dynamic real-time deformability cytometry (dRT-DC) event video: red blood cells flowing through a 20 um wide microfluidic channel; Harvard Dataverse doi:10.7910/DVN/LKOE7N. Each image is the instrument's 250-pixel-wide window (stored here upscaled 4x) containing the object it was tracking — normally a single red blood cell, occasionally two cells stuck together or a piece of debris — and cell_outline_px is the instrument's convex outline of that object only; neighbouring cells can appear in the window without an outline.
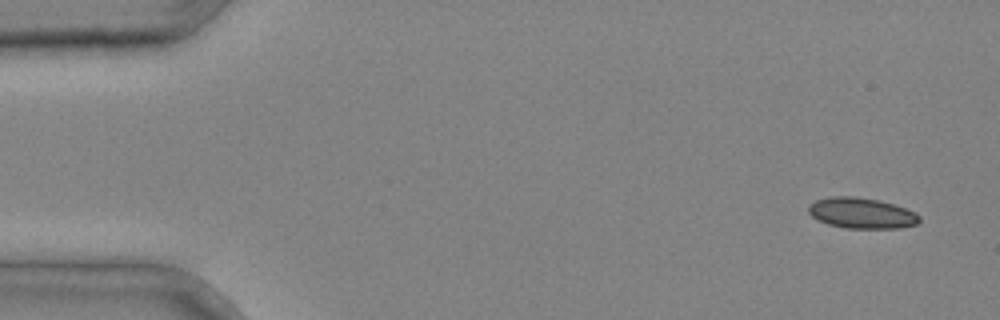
{"species": "common noctule bat (a hibernating species)", "species_latin": "Nyctalus noctula", "temperature_condition": "cold", "stored_images_in_passage": 4, "camera_frame_rate_fps": 3000, "um_per_image_px": 0.085, "animal": {"sex": "male", "body_mass_g": 20.4}, "frame": {"image": 1, "passage_image": 1, "time_ms": 0.0, "image_size_px": [1000, 320], "cell_outline_px": [[920, 220], [916, 224], [900, 228], [844, 228], [828, 224], [816, 220], [808, 212], [808, 204], [816, 200], [832, 196], [852, 196], [880, 200], [916, 212], [920, 216]], "centroid_in_image_um": [73.21, 18.11], "position_along_channel_um": 11.8, "area_um2": 19.94}}
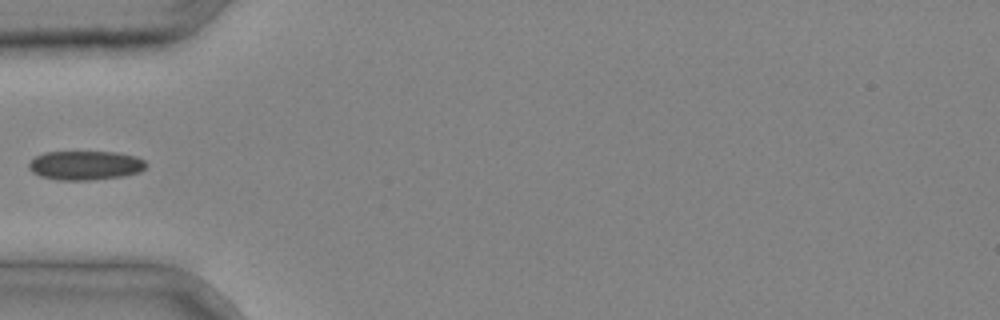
{"frame": {"image": 2, "passage_image": 4, "time_ms": 1.0, "image_size_px": [1000, 320], "cell_outline_px": [[148, 164], [140, 172], [124, 176], [88, 180], [56, 180], [40, 176], [32, 172], [28, 168], [28, 164], [36, 156], [44, 152], [116, 152], [136, 156], [144, 160]], "centroid_in_image_um": [7.25, 14.06], "position_along_channel_um": 77.7, "area_um2": 20.0}}